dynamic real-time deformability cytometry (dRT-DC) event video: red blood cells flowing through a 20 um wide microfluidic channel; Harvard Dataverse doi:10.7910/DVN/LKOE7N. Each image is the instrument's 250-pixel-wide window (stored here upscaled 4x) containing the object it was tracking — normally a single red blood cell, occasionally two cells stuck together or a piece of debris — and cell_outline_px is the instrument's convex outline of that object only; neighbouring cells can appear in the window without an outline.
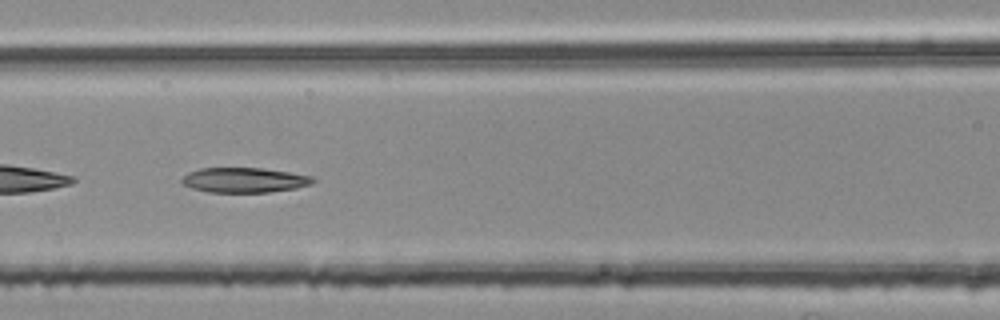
{"species": "common noctule bat (a hibernating species)", "species_latin": "Nyctalus noctula", "temperature_condition": "room temperature", "stored_images_in_passage": 46, "segment_of_instrument_passage": [2, 2], "camera_frame_rate_fps": 3000, "um_per_image_px": 0.085, "animal": {"sex": "female", "body_mass_g": 25.1}, "frame": {"image": 1, "passage_image": 17, "time_ms": 5.333, "image_size_px": [1000, 320], "cell_outline_px": [[316, 180], [312, 184], [296, 188], [268, 192], [208, 192], [192, 188], [184, 184], [180, 180], [188, 172], [200, 168], [264, 168], [312, 176]], "centroid_in_image_um": [20.77, 15.3], "position_along_channel_um": 145.8, "area_um2": 19.02}}
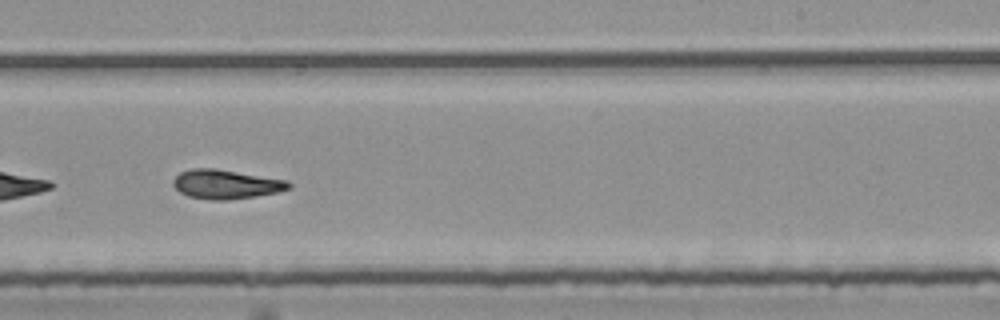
{"frame": {"image": 2, "passage_image": 27, "time_ms": 8.667, "image_size_px": [1000, 320], "cell_outline_px": [[292, 188], [276, 192], [256, 196], [228, 200], [208, 200], [188, 196], [180, 192], [172, 184], [172, 180], [180, 172], [192, 168], [216, 168], [288, 180], [292, 184]], "centroid_in_image_um": [19.21, 15.66], "position_along_channel_um": 269.8, "area_um2": 19.83}}
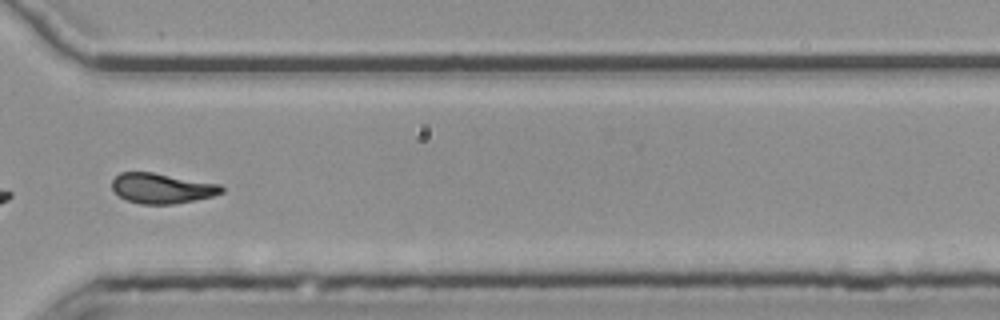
{"frame": {"image": 3, "passage_image": 34, "time_ms": 11.0, "image_size_px": [1000, 320], "cell_outline_px": [[224, 192], [212, 196], [172, 204], [140, 204], [128, 200], [120, 196], [112, 188], [112, 180], [120, 172], [152, 172], [220, 184], [224, 188]], "centroid_in_image_um": [13.76, 16.0], "position_along_channel_um": 356.8, "area_um2": 19.07}}